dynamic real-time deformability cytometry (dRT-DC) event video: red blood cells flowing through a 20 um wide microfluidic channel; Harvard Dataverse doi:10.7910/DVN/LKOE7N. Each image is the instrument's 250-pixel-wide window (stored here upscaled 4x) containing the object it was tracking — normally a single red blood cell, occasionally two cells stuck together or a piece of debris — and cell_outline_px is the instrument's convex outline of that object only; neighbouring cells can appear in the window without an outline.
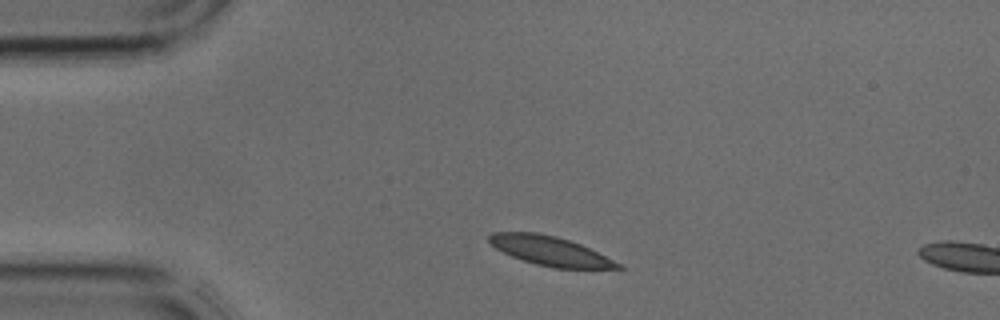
{"species": "common noctule bat (a hibernating species)", "species_latin": "Nyctalus noctula", "temperature_condition": "cold", "stored_images_in_passage": 2, "segment_of_instrument_passage": [1, 2], "camera_frame_rate_fps": 3000, "um_per_image_px": 0.085, "animal": {"sex": "male", "body_mass_g": 17.9, "forearm_length_mm": 54.2}, "frame": {"image": 1, "passage_image": 1, "time_ms": 0.0, "image_size_px": [1000, 320], "cell_outline_px": [[624, 268], [552, 268], [536, 264], [512, 256], [496, 248], [488, 240], [488, 236], [492, 232], [536, 232], [556, 236], [580, 244], [620, 264]], "centroid_in_image_um": [46.7, 21.31], "position_along_channel_um": 38.3, "area_um2": 21.44}}